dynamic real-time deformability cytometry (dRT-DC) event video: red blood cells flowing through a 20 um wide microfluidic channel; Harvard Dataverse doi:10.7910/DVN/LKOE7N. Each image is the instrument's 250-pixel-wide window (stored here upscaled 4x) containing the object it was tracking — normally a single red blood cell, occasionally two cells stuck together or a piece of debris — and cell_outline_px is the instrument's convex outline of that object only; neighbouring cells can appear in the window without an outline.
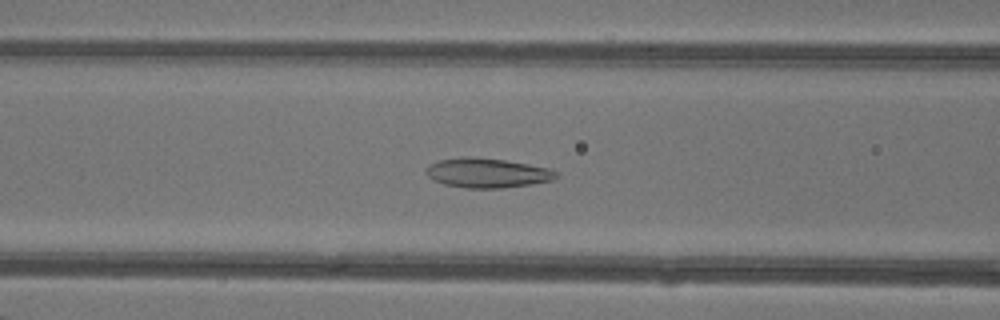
{"species": "common noctule bat (a hibernating species)", "species_latin": "Nyctalus noctula", "temperature_condition": "warm", "stored_images_in_passage": 50, "segment_of_instrument_passage": [1, 2], "camera_frame_rate_fps": 3000, "um_per_image_px": 0.085, "animal": {"sex": "female"}, "frame": {"image": 1, "passage_image": 21, "time_ms": 6.667, "image_size_px": [1000, 320], "cell_outline_px": [[560, 176], [552, 180], [532, 184], [504, 188], [464, 188], [444, 184], [432, 180], [424, 172], [424, 168], [428, 164], [440, 160], [472, 156], [504, 160], [528, 164], [548, 168], [560, 172]], "centroid_in_image_um": [41.41, 14.7], "position_along_channel_um": 125.2, "area_um2": 22.66}}
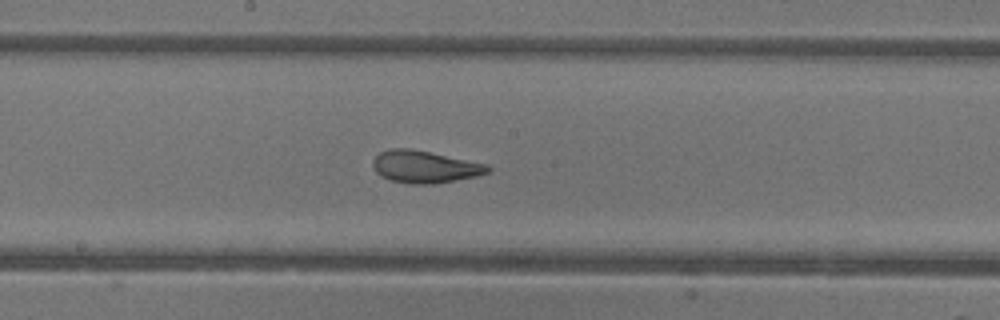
{"frame": {"image": 2, "passage_image": 27, "time_ms": 8.667, "image_size_px": [1000, 320], "cell_outline_px": [[492, 172], [476, 176], [456, 180], [432, 184], [408, 184], [392, 180], [380, 176], [376, 172], [372, 164], [372, 160], [380, 152], [392, 148], [408, 148], [488, 164], [492, 168]], "centroid_in_image_um": [36.12, 14.18], "position_along_channel_um": 212.1, "area_um2": 21.56}}
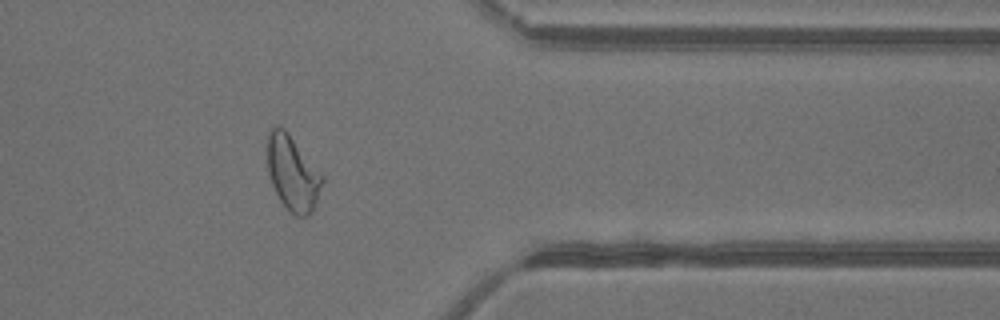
{"frame": {"image": 3, "passage_image": 40, "time_ms": 13.0, "image_size_px": [1000, 320], "cell_outline_px": [[324, 180], [312, 212], [308, 216], [296, 216], [280, 200], [272, 184], [268, 172], [268, 136], [272, 128], [284, 128], [288, 132], [324, 176]], "centroid_in_image_um": [24.89, 14.73], "position_along_channel_um": 386.5, "area_um2": 23.47}}